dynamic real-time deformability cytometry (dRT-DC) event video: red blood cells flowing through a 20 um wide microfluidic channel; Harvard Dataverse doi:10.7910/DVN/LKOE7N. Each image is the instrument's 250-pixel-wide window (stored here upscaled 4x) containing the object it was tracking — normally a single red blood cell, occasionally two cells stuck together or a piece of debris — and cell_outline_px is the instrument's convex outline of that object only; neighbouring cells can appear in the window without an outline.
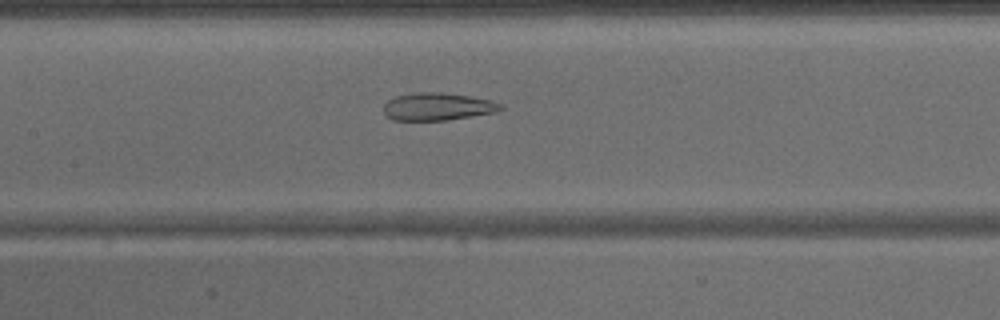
{"species": "common noctule bat (a hibernating species)", "species_latin": "Nyctalus noctula", "temperature_condition": "warm", "stored_images_in_passage": 43, "camera_frame_rate_fps": 3000, "um_per_image_px": 0.085, "animal": {"sex": "male", "body_mass_g": 15.6}, "frame": {"image": 1, "passage_image": 19, "time_ms": 6.0, "image_size_px": [1000, 320], "cell_outline_px": [[504, 108], [496, 112], [472, 116], [444, 120], [392, 120], [384, 116], [384, 104], [388, 100], [396, 96], [416, 92], [440, 92], [468, 96], [492, 100], [500, 104]], "centroid_in_image_um": [37.16, 9.06], "position_along_channel_um": 170.2, "area_um2": 18.79}}
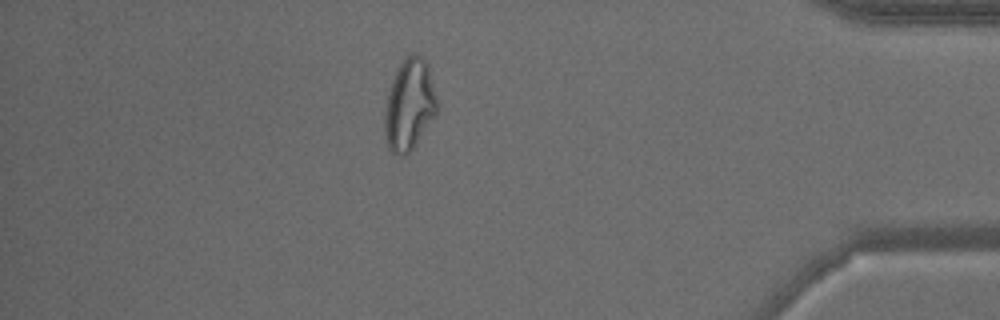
{"frame": {"image": 2, "passage_image": 37, "time_ms": 12.0, "image_size_px": [1000, 320], "cell_outline_px": [[440, 108], [416, 144], [404, 156], [400, 156], [392, 152], [388, 148], [384, 132], [384, 116], [388, 96], [392, 80], [404, 56], [412, 52], [416, 52], [428, 64], [440, 104]], "centroid_in_image_um": [34.83, 8.89], "position_along_channel_um": 400.4, "area_um2": 28.21}}